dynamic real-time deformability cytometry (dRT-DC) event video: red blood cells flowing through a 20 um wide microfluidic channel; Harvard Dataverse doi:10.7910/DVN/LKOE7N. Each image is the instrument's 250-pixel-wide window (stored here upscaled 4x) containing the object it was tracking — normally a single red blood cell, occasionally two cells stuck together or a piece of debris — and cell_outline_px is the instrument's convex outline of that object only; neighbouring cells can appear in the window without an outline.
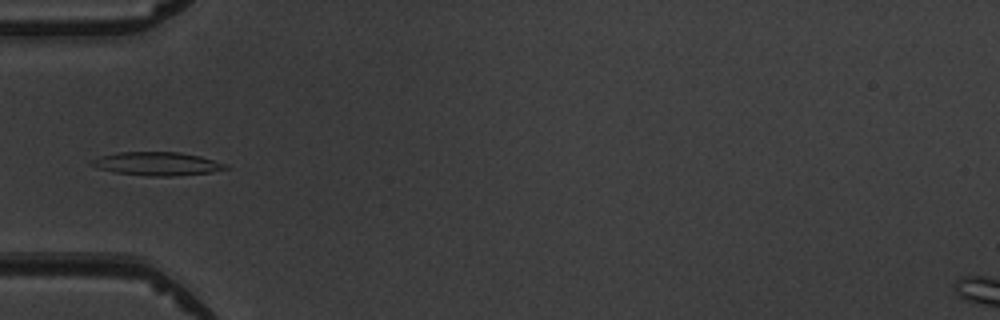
{"species": "common noctule bat (a hibernating species)", "species_latin": "Nyctalus noctula", "temperature_condition": "warm", "stored_images_in_passage": 6, "camera_frame_rate_fps": 3000, "um_per_image_px": 0.085, "animal": {"sex": "male", "body_mass_g": 19.5, "forearm_length_mm": 54.6}, "frame": {"image": 1, "passage_image": 6, "time_ms": 5.667, "image_size_px": [1000, 320], "cell_outline_px": [[232, 168], [212, 172], [172, 176], [148, 176], [116, 172], [96, 168], [88, 164], [88, 160], [100, 156], [116, 152], [180, 152], [200, 156], [228, 164]], "centroid_in_image_um": [13.34, 13.91], "position_along_channel_um": 71.7, "area_um2": 18.55}}